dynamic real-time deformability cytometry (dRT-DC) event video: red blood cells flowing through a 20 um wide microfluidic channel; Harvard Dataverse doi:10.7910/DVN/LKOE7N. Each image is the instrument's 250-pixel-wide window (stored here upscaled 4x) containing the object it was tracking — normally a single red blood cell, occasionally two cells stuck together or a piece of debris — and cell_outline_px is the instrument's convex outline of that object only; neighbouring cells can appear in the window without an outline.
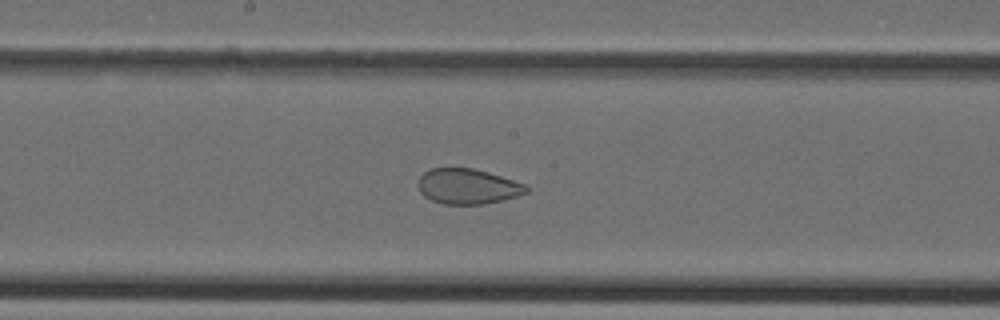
{"species": "Egyptian fruit bat (a non-hibernating species)", "species_latin": "Rousettus aegyptiacus", "temperature_condition": "cold", "stored_images_in_passage": 34, "camera_frame_rate_fps": 3000, "um_per_image_px": 0.085, "animal": {"sex": "female"}, "frame": {"image": 1, "passage_image": 15, "time_ms": 4.667, "image_size_px": [1000, 320], "cell_outline_px": [[528, 192], [504, 200], [484, 204], [444, 204], [432, 200], [424, 196], [420, 192], [416, 184], [420, 176], [428, 168], [472, 168], [488, 172], [528, 184]], "centroid_in_image_um": [39.75, 15.84], "position_along_channel_um": 208.4, "area_um2": 22.48}}
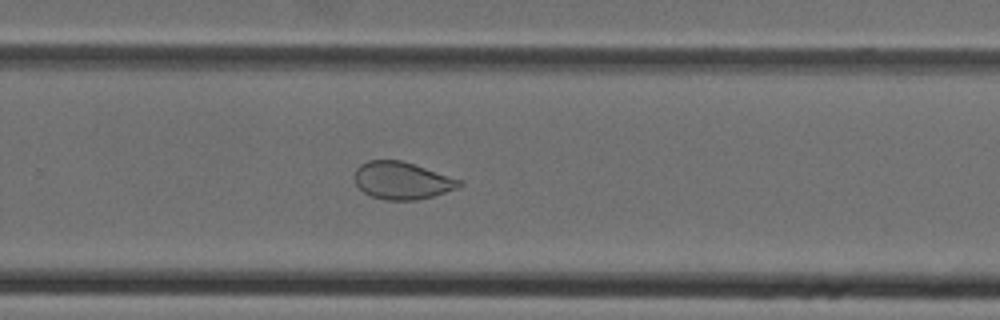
{"frame": {"image": 2, "passage_image": 21, "time_ms": 6.667, "image_size_px": [1000, 320], "cell_outline_px": [[464, 184], [456, 188], [432, 196], [416, 200], [384, 200], [372, 196], [364, 192], [356, 184], [356, 168], [360, 164], [368, 160], [400, 160], [460, 180]], "centroid_in_image_um": [34.14, 15.35], "position_along_channel_um": 295.7, "area_um2": 22.31}}
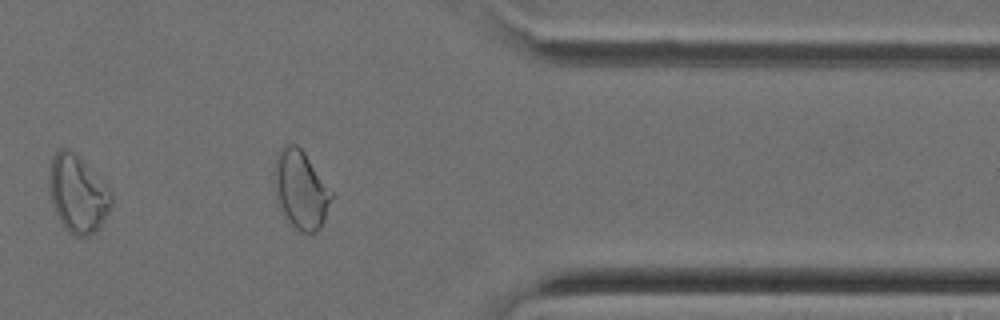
{"frame": {"image": 3, "passage_image": 28, "time_ms": 9.0, "image_size_px": [1000, 320], "cell_outline_px": [[112, 204], [108, 212], [100, 224], [88, 236], [76, 236], [68, 232], [64, 228], [52, 204], [52, 156], [60, 148], [68, 148], [84, 164], [112, 196]], "centroid_in_image_um": [6.6, 16.54], "position_along_channel_um": 404.8, "area_um2": 26.13}}